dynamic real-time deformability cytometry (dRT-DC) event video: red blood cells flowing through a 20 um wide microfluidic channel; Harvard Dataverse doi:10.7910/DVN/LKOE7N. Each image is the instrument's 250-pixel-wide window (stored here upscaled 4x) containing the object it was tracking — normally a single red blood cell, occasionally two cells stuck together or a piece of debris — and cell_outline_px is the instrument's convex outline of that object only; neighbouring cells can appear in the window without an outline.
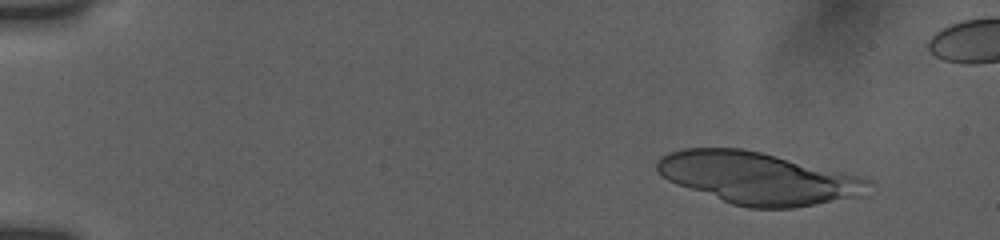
{"species": "human", "species_latin": "Homo sapiens", "temperature_condition": "room temperature", "stored_images_in_passage": 32, "camera_frame_rate_fps": 3000, "um_per_image_px": 0.085, "donor": {"sex": "female"}, "frame": {"image": 1, "passage_image": 4, "time_ms": 1.0, "image_size_px": [1000, 240], "cell_outline_px": [[868, 184], [860, 196], [792, 208], [748, 208], [732, 204], [676, 184], [660, 176], [656, 172], [656, 160], [660, 156], [668, 152], [684, 148], [740, 148], [760, 152], [856, 176], [868, 180]], "centroid_in_image_um": [64.28, 15.14], "position_along_channel_um": 20.7, "area_um2": 62.94}}
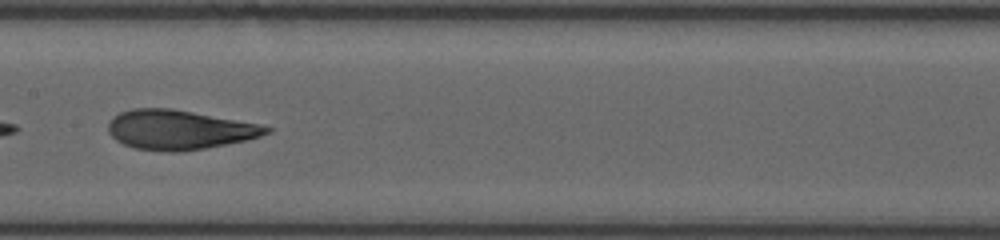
{"frame": {"image": 2, "passage_image": 25, "time_ms": 9.0, "image_size_px": [1000, 240], "cell_outline_px": [[272, 132], [248, 140], [204, 148], [180, 152], [168, 152], [136, 148], [124, 144], [116, 140], [108, 132], [108, 124], [112, 116], [120, 112], [132, 108], [172, 108], [260, 124], [272, 128]], "centroid_in_image_um": [15.23, 11.02], "position_along_channel_um": 192.2, "area_um2": 36.47}}
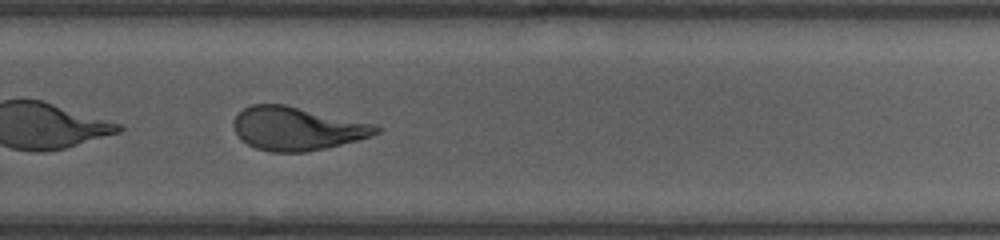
{"frame": {"image": 3, "passage_image": 31, "time_ms": 12.0, "image_size_px": [1000, 240], "cell_outline_px": [[384, 128], [380, 132], [356, 140], [324, 148], [304, 152], [272, 152], [256, 148], [240, 140], [232, 124], [232, 120], [244, 108], [252, 104], [284, 104], [376, 124]], "centroid_in_image_um": [25.23, 10.92], "position_along_channel_um": 304.6, "area_um2": 35.95}}